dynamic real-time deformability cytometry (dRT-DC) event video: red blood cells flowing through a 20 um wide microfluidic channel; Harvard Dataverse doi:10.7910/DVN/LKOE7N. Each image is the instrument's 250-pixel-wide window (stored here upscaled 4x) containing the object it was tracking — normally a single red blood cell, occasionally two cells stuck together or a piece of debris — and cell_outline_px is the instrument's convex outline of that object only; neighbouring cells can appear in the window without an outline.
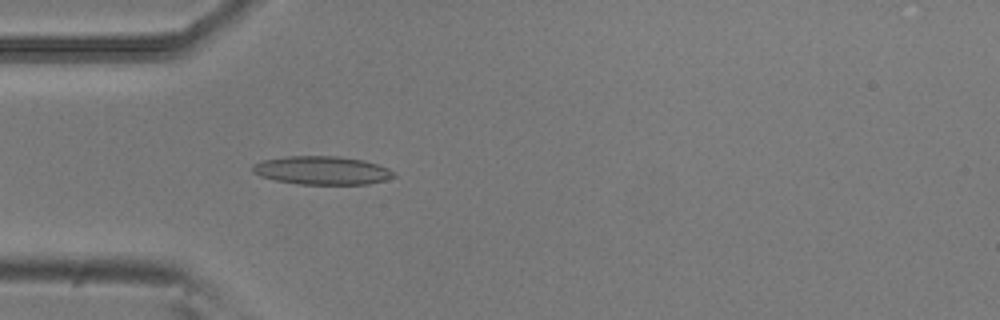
{"species": "common noctule bat (a hibernating species)", "species_latin": "Nyctalus noctula", "temperature_condition": "room temperature", "stored_images_in_passage": 52, "camera_frame_rate_fps": 3000, "um_per_image_px": 0.085, "animal": {"sex": "male", "body_mass_g": 20.5, "forearm_length_mm": 52.5}, "frame": {"image": 1, "passage_image": 15, "time_ms": 4.667, "image_size_px": [1000, 320], "cell_outline_px": [[396, 176], [384, 180], [368, 184], [300, 184], [276, 180], [260, 176], [252, 172], [252, 164], [264, 160], [288, 156], [340, 156], [364, 160], [388, 168], [396, 172]], "centroid_in_image_um": [27.38, 14.48], "position_along_channel_um": 57.6, "area_um2": 23.35}}
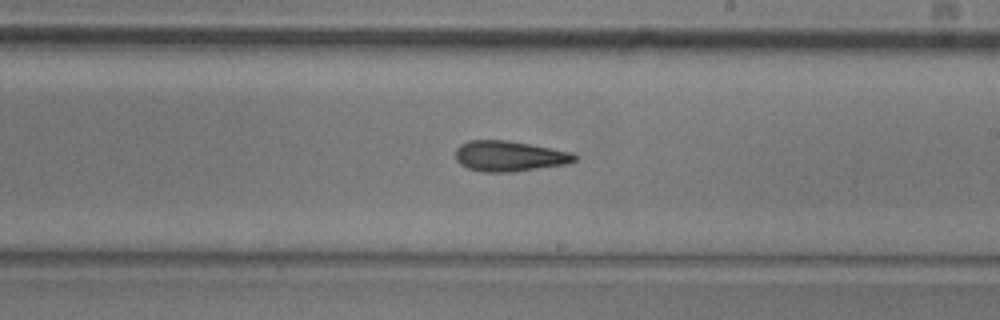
{"frame": {"image": 2, "passage_image": 30, "time_ms": 9.667, "image_size_px": [1000, 320], "cell_outline_px": [[576, 160], [568, 164], [516, 172], [484, 172], [468, 168], [460, 164], [456, 160], [456, 148], [460, 144], [468, 140], [508, 140], [552, 148], [572, 152], [576, 156]], "centroid_in_image_um": [43.3, 13.27], "position_along_channel_um": 245.7, "area_um2": 21.39}}
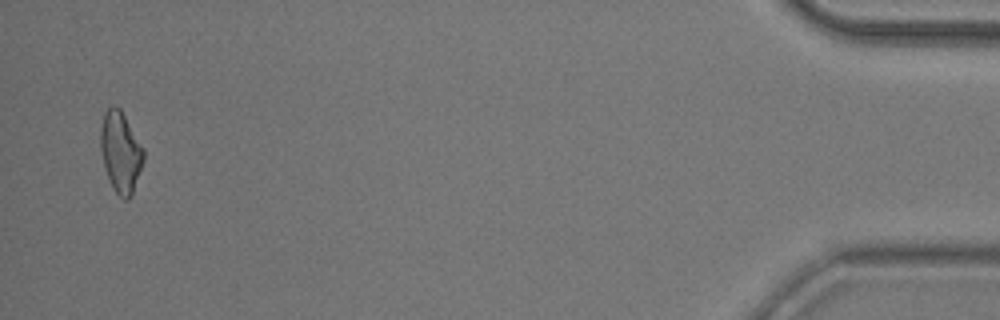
{"frame": {"image": 3, "passage_image": 51, "time_ms": 16.667, "image_size_px": [1000, 320], "cell_outline_px": [[144, 160], [132, 196], [128, 200], [124, 200], [112, 188], [104, 168], [100, 148], [100, 128], [104, 112], [112, 104], [120, 108], [144, 148]], "centroid_in_image_um": [10.25, 12.93], "position_along_channel_um": 425.0, "area_um2": 20.58}, "authors_computed_cell_mechanics": {"area_um2": 20.9814, "velocity_mm_per_s": 3.8062, "shape_relaxation_time_tau1_ms": 7.1829, "shape_relaxation_time_tau2_ms": 3.4384, "deformation_change_tau1": 0.1848, "deformation_change_tau2": 0.1475}}